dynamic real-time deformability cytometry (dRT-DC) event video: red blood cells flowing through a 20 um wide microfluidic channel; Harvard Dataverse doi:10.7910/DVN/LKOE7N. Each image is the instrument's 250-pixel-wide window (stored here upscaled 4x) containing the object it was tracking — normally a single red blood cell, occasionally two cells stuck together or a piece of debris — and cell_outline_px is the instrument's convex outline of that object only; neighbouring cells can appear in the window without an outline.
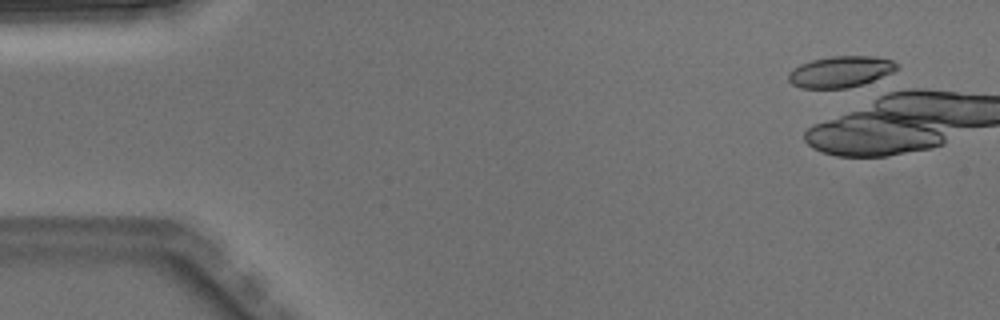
{"species": "Egyptian fruit bat (a non-hibernating species)", "species_latin": "Rousettus aegyptiacus", "temperature_condition": "warm", "stored_images_in_passage": 7, "camera_frame_rate_fps": 3000, "um_per_image_px": 0.085, "animal": {"sex": "male"}, "frame": {"image": 1, "passage_image": 1, "time_ms": 0.0, "image_size_px": [1000, 320], "cell_outline_px": [[900, 68], [892, 72], [872, 80], [848, 88], [800, 88], [792, 84], [788, 80], [788, 72], [800, 64], [812, 60], [832, 56], [876, 56], [892, 60], [900, 64]], "centroid_in_image_um": [71.44, 6.08], "position_along_channel_um": 13.6, "area_um2": 19.71}}
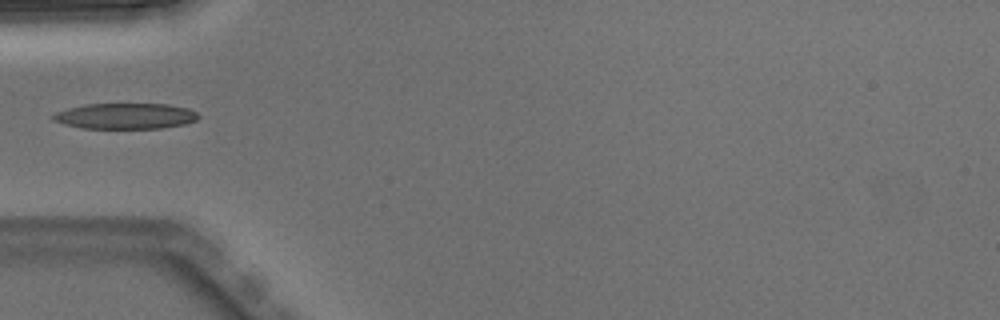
{"frame": {"image": 2, "passage_image": 6, "time_ms": 1.667, "image_size_px": [1000, 320], "cell_outline_px": [[200, 116], [196, 120], [184, 124], [160, 128], [80, 128], [64, 124], [52, 120], [52, 116], [56, 112], [68, 108], [84, 104], [168, 104], [188, 108], [196, 112]], "centroid_in_image_um": [10.65, 9.86], "position_along_channel_um": 74.4, "area_um2": 21.79}}
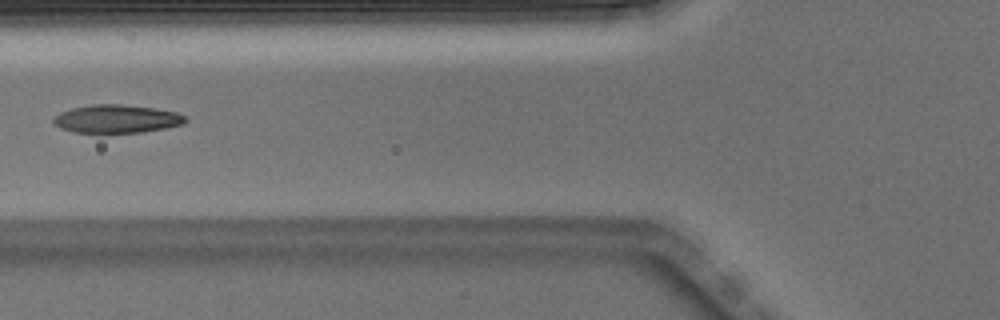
{"frame": {"image": 3, "passage_image": 7, "time_ms": 2.0, "image_size_px": [1000, 320], "cell_outline_px": [[188, 120], [184, 124], [164, 128], [140, 132], [72, 132], [60, 128], [52, 124], [52, 120], [60, 112], [72, 108], [92, 104], [120, 104], [156, 108], [176, 112], [184, 116]], "centroid_in_image_um": [9.9, 10.09], "position_along_channel_um": 115.9, "area_um2": 21.62}}